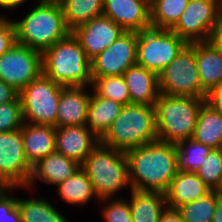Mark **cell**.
Returning <instances> with one entry per match:
<instances>
[{
  "mask_svg": "<svg viewBox=\"0 0 222 222\" xmlns=\"http://www.w3.org/2000/svg\"><path fill=\"white\" fill-rule=\"evenodd\" d=\"M103 16L125 31L140 32L151 27L150 5L144 0H104Z\"/></svg>",
  "mask_w": 222,
  "mask_h": 222,
  "instance_id": "9a60e30c",
  "label": "cell"
},
{
  "mask_svg": "<svg viewBox=\"0 0 222 222\" xmlns=\"http://www.w3.org/2000/svg\"><path fill=\"white\" fill-rule=\"evenodd\" d=\"M210 191L196 172L179 170L164 195L167 207L178 209Z\"/></svg>",
  "mask_w": 222,
  "mask_h": 222,
  "instance_id": "44dd1931",
  "label": "cell"
},
{
  "mask_svg": "<svg viewBox=\"0 0 222 222\" xmlns=\"http://www.w3.org/2000/svg\"><path fill=\"white\" fill-rule=\"evenodd\" d=\"M42 73V53L15 43L0 56V79L20 92Z\"/></svg>",
  "mask_w": 222,
  "mask_h": 222,
  "instance_id": "8fae6325",
  "label": "cell"
},
{
  "mask_svg": "<svg viewBox=\"0 0 222 222\" xmlns=\"http://www.w3.org/2000/svg\"><path fill=\"white\" fill-rule=\"evenodd\" d=\"M218 195L211 190L205 196L179 207L184 222H212Z\"/></svg>",
  "mask_w": 222,
  "mask_h": 222,
  "instance_id": "4dcf8cb0",
  "label": "cell"
},
{
  "mask_svg": "<svg viewBox=\"0 0 222 222\" xmlns=\"http://www.w3.org/2000/svg\"><path fill=\"white\" fill-rule=\"evenodd\" d=\"M39 2L23 19L14 21L16 43L43 53L57 41L67 37L68 29L58 0Z\"/></svg>",
  "mask_w": 222,
  "mask_h": 222,
  "instance_id": "7a4b0ae2",
  "label": "cell"
},
{
  "mask_svg": "<svg viewBox=\"0 0 222 222\" xmlns=\"http://www.w3.org/2000/svg\"><path fill=\"white\" fill-rule=\"evenodd\" d=\"M124 32L120 25L103 15L72 31L90 60L108 48Z\"/></svg>",
  "mask_w": 222,
  "mask_h": 222,
  "instance_id": "5bb4252c",
  "label": "cell"
},
{
  "mask_svg": "<svg viewBox=\"0 0 222 222\" xmlns=\"http://www.w3.org/2000/svg\"><path fill=\"white\" fill-rule=\"evenodd\" d=\"M31 171L24 153L21 129L0 132V184L26 189Z\"/></svg>",
  "mask_w": 222,
  "mask_h": 222,
  "instance_id": "7c38bea8",
  "label": "cell"
},
{
  "mask_svg": "<svg viewBox=\"0 0 222 222\" xmlns=\"http://www.w3.org/2000/svg\"><path fill=\"white\" fill-rule=\"evenodd\" d=\"M211 40L220 50H222V14Z\"/></svg>",
  "mask_w": 222,
  "mask_h": 222,
  "instance_id": "60d3db41",
  "label": "cell"
},
{
  "mask_svg": "<svg viewBox=\"0 0 222 222\" xmlns=\"http://www.w3.org/2000/svg\"><path fill=\"white\" fill-rule=\"evenodd\" d=\"M204 102L197 97L160 93L154 105L158 140L177 145L190 139Z\"/></svg>",
  "mask_w": 222,
  "mask_h": 222,
  "instance_id": "5b68a950",
  "label": "cell"
},
{
  "mask_svg": "<svg viewBox=\"0 0 222 222\" xmlns=\"http://www.w3.org/2000/svg\"><path fill=\"white\" fill-rule=\"evenodd\" d=\"M42 73L64 87L91 86V60L71 32L42 53Z\"/></svg>",
  "mask_w": 222,
  "mask_h": 222,
  "instance_id": "3957f363",
  "label": "cell"
},
{
  "mask_svg": "<svg viewBox=\"0 0 222 222\" xmlns=\"http://www.w3.org/2000/svg\"><path fill=\"white\" fill-rule=\"evenodd\" d=\"M159 91L162 94L197 97L205 100L202 89L195 49L187 44L177 57L159 74Z\"/></svg>",
  "mask_w": 222,
  "mask_h": 222,
  "instance_id": "9c48e42d",
  "label": "cell"
},
{
  "mask_svg": "<svg viewBox=\"0 0 222 222\" xmlns=\"http://www.w3.org/2000/svg\"><path fill=\"white\" fill-rule=\"evenodd\" d=\"M179 155V170L196 172L205 162L206 156L212 150L193 139L177 144Z\"/></svg>",
  "mask_w": 222,
  "mask_h": 222,
  "instance_id": "1f68e13d",
  "label": "cell"
},
{
  "mask_svg": "<svg viewBox=\"0 0 222 222\" xmlns=\"http://www.w3.org/2000/svg\"><path fill=\"white\" fill-rule=\"evenodd\" d=\"M124 105L112 99L98 96L94 91L88 105V119L86 126L101 138L118 117Z\"/></svg>",
  "mask_w": 222,
  "mask_h": 222,
  "instance_id": "603a6c76",
  "label": "cell"
},
{
  "mask_svg": "<svg viewBox=\"0 0 222 222\" xmlns=\"http://www.w3.org/2000/svg\"><path fill=\"white\" fill-rule=\"evenodd\" d=\"M23 124L22 104L19 96L12 102L0 104V132L17 131Z\"/></svg>",
  "mask_w": 222,
  "mask_h": 222,
  "instance_id": "836d02e7",
  "label": "cell"
},
{
  "mask_svg": "<svg viewBox=\"0 0 222 222\" xmlns=\"http://www.w3.org/2000/svg\"><path fill=\"white\" fill-rule=\"evenodd\" d=\"M8 189L15 190L16 187H3L0 190V222H21L20 212L17 208V198L9 195Z\"/></svg>",
  "mask_w": 222,
  "mask_h": 222,
  "instance_id": "d590c367",
  "label": "cell"
},
{
  "mask_svg": "<svg viewBox=\"0 0 222 222\" xmlns=\"http://www.w3.org/2000/svg\"><path fill=\"white\" fill-rule=\"evenodd\" d=\"M195 49L202 89L208 93L222 81V50L212 40L190 44Z\"/></svg>",
  "mask_w": 222,
  "mask_h": 222,
  "instance_id": "7402d4cb",
  "label": "cell"
},
{
  "mask_svg": "<svg viewBox=\"0 0 222 222\" xmlns=\"http://www.w3.org/2000/svg\"><path fill=\"white\" fill-rule=\"evenodd\" d=\"M59 197L71 205H87L93 197L97 199L92 182L80 167L70 178L57 185Z\"/></svg>",
  "mask_w": 222,
  "mask_h": 222,
  "instance_id": "484cf974",
  "label": "cell"
},
{
  "mask_svg": "<svg viewBox=\"0 0 222 222\" xmlns=\"http://www.w3.org/2000/svg\"><path fill=\"white\" fill-rule=\"evenodd\" d=\"M21 222H69L45 198H17Z\"/></svg>",
  "mask_w": 222,
  "mask_h": 222,
  "instance_id": "83f0119b",
  "label": "cell"
},
{
  "mask_svg": "<svg viewBox=\"0 0 222 222\" xmlns=\"http://www.w3.org/2000/svg\"><path fill=\"white\" fill-rule=\"evenodd\" d=\"M159 222H184L177 209L166 207L160 216Z\"/></svg>",
  "mask_w": 222,
  "mask_h": 222,
  "instance_id": "ab89813d",
  "label": "cell"
},
{
  "mask_svg": "<svg viewBox=\"0 0 222 222\" xmlns=\"http://www.w3.org/2000/svg\"><path fill=\"white\" fill-rule=\"evenodd\" d=\"M99 143L100 138L86 125L56 127V152L81 165Z\"/></svg>",
  "mask_w": 222,
  "mask_h": 222,
  "instance_id": "2e32d148",
  "label": "cell"
},
{
  "mask_svg": "<svg viewBox=\"0 0 222 222\" xmlns=\"http://www.w3.org/2000/svg\"><path fill=\"white\" fill-rule=\"evenodd\" d=\"M190 0H154L150 4L151 27L171 29L183 14Z\"/></svg>",
  "mask_w": 222,
  "mask_h": 222,
  "instance_id": "f1b7e54d",
  "label": "cell"
},
{
  "mask_svg": "<svg viewBox=\"0 0 222 222\" xmlns=\"http://www.w3.org/2000/svg\"><path fill=\"white\" fill-rule=\"evenodd\" d=\"M91 89L98 96L112 99L122 105H130V95L123 75L92 77Z\"/></svg>",
  "mask_w": 222,
  "mask_h": 222,
  "instance_id": "f546056e",
  "label": "cell"
},
{
  "mask_svg": "<svg viewBox=\"0 0 222 222\" xmlns=\"http://www.w3.org/2000/svg\"><path fill=\"white\" fill-rule=\"evenodd\" d=\"M130 189L165 193L179 171L176 144L160 140L125 152Z\"/></svg>",
  "mask_w": 222,
  "mask_h": 222,
  "instance_id": "6da1fadb",
  "label": "cell"
},
{
  "mask_svg": "<svg viewBox=\"0 0 222 222\" xmlns=\"http://www.w3.org/2000/svg\"><path fill=\"white\" fill-rule=\"evenodd\" d=\"M87 86L62 87L58 101L57 126L86 125L91 94Z\"/></svg>",
  "mask_w": 222,
  "mask_h": 222,
  "instance_id": "e0dca14e",
  "label": "cell"
},
{
  "mask_svg": "<svg viewBox=\"0 0 222 222\" xmlns=\"http://www.w3.org/2000/svg\"><path fill=\"white\" fill-rule=\"evenodd\" d=\"M158 140L155 107L151 105H125L100 143L126 152Z\"/></svg>",
  "mask_w": 222,
  "mask_h": 222,
  "instance_id": "277c9868",
  "label": "cell"
},
{
  "mask_svg": "<svg viewBox=\"0 0 222 222\" xmlns=\"http://www.w3.org/2000/svg\"><path fill=\"white\" fill-rule=\"evenodd\" d=\"M191 139L211 149H222V115L205 102L200 108Z\"/></svg>",
  "mask_w": 222,
  "mask_h": 222,
  "instance_id": "d4e9b609",
  "label": "cell"
},
{
  "mask_svg": "<svg viewBox=\"0 0 222 222\" xmlns=\"http://www.w3.org/2000/svg\"><path fill=\"white\" fill-rule=\"evenodd\" d=\"M205 103L222 115V81L206 94Z\"/></svg>",
  "mask_w": 222,
  "mask_h": 222,
  "instance_id": "74e56055",
  "label": "cell"
},
{
  "mask_svg": "<svg viewBox=\"0 0 222 222\" xmlns=\"http://www.w3.org/2000/svg\"><path fill=\"white\" fill-rule=\"evenodd\" d=\"M218 196H222V176L220 178V181L218 183V185L215 187V189L213 190Z\"/></svg>",
  "mask_w": 222,
  "mask_h": 222,
  "instance_id": "ee69618b",
  "label": "cell"
},
{
  "mask_svg": "<svg viewBox=\"0 0 222 222\" xmlns=\"http://www.w3.org/2000/svg\"><path fill=\"white\" fill-rule=\"evenodd\" d=\"M144 1H146L150 5L154 0H144Z\"/></svg>",
  "mask_w": 222,
  "mask_h": 222,
  "instance_id": "f6af8a7d",
  "label": "cell"
},
{
  "mask_svg": "<svg viewBox=\"0 0 222 222\" xmlns=\"http://www.w3.org/2000/svg\"><path fill=\"white\" fill-rule=\"evenodd\" d=\"M196 173L210 190H214L222 176V149H212Z\"/></svg>",
  "mask_w": 222,
  "mask_h": 222,
  "instance_id": "d6a6232c",
  "label": "cell"
},
{
  "mask_svg": "<svg viewBox=\"0 0 222 222\" xmlns=\"http://www.w3.org/2000/svg\"><path fill=\"white\" fill-rule=\"evenodd\" d=\"M68 29L77 27L103 15L104 0H58Z\"/></svg>",
  "mask_w": 222,
  "mask_h": 222,
  "instance_id": "4316f807",
  "label": "cell"
},
{
  "mask_svg": "<svg viewBox=\"0 0 222 222\" xmlns=\"http://www.w3.org/2000/svg\"><path fill=\"white\" fill-rule=\"evenodd\" d=\"M26 0H4L1 4L0 7L2 8H8V9H15L18 6H21L24 4Z\"/></svg>",
  "mask_w": 222,
  "mask_h": 222,
  "instance_id": "7bdbcfd3",
  "label": "cell"
},
{
  "mask_svg": "<svg viewBox=\"0 0 222 222\" xmlns=\"http://www.w3.org/2000/svg\"><path fill=\"white\" fill-rule=\"evenodd\" d=\"M222 14V0H190L170 29L187 44L212 39Z\"/></svg>",
  "mask_w": 222,
  "mask_h": 222,
  "instance_id": "30bf717a",
  "label": "cell"
},
{
  "mask_svg": "<svg viewBox=\"0 0 222 222\" xmlns=\"http://www.w3.org/2000/svg\"><path fill=\"white\" fill-rule=\"evenodd\" d=\"M16 43V29L14 21L0 15V56Z\"/></svg>",
  "mask_w": 222,
  "mask_h": 222,
  "instance_id": "8d00e7d4",
  "label": "cell"
},
{
  "mask_svg": "<svg viewBox=\"0 0 222 222\" xmlns=\"http://www.w3.org/2000/svg\"><path fill=\"white\" fill-rule=\"evenodd\" d=\"M107 204L101 210V215L105 222H132L129 201L114 198Z\"/></svg>",
  "mask_w": 222,
  "mask_h": 222,
  "instance_id": "e575fe53",
  "label": "cell"
},
{
  "mask_svg": "<svg viewBox=\"0 0 222 222\" xmlns=\"http://www.w3.org/2000/svg\"><path fill=\"white\" fill-rule=\"evenodd\" d=\"M19 96V92L0 79V104L12 102Z\"/></svg>",
  "mask_w": 222,
  "mask_h": 222,
  "instance_id": "f35d334b",
  "label": "cell"
},
{
  "mask_svg": "<svg viewBox=\"0 0 222 222\" xmlns=\"http://www.w3.org/2000/svg\"><path fill=\"white\" fill-rule=\"evenodd\" d=\"M212 222H222V196H218L217 198L216 211Z\"/></svg>",
  "mask_w": 222,
  "mask_h": 222,
  "instance_id": "b9f144b4",
  "label": "cell"
},
{
  "mask_svg": "<svg viewBox=\"0 0 222 222\" xmlns=\"http://www.w3.org/2000/svg\"><path fill=\"white\" fill-rule=\"evenodd\" d=\"M81 167L92 182L97 200L105 204L104 201L113 198L119 190L129 185L128 160L121 150L99 143Z\"/></svg>",
  "mask_w": 222,
  "mask_h": 222,
  "instance_id": "8992f818",
  "label": "cell"
},
{
  "mask_svg": "<svg viewBox=\"0 0 222 222\" xmlns=\"http://www.w3.org/2000/svg\"><path fill=\"white\" fill-rule=\"evenodd\" d=\"M187 43L170 29L147 28L137 32V65L159 74Z\"/></svg>",
  "mask_w": 222,
  "mask_h": 222,
  "instance_id": "ba28073f",
  "label": "cell"
},
{
  "mask_svg": "<svg viewBox=\"0 0 222 222\" xmlns=\"http://www.w3.org/2000/svg\"><path fill=\"white\" fill-rule=\"evenodd\" d=\"M129 207L132 222H159L167 207L164 193L131 189Z\"/></svg>",
  "mask_w": 222,
  "mask_h": 222,
  "instance_id": "cb8c5ba5",
  "label": "cell"
},
{
  "mask_svg": "<svg viewBox=\"0 0 222 222\" xmlns=\"http://www.w3.org/2000/svg\"><path fill=\"white\" fill-rule=\"evenodd\" d=\"M131 104L154 106L160 95L158 74L140 65H133L123 74Z\"/></svg>",
  "mask_w": 222,
  "mask_h": 222,
  "instance_id": "d6986e66",
  "label": "cell"
},
{
  "mask_svg": "<svg viewBox=\"0 0 222 222\" xmlns=\"http://www.w3.org/2000/svg\"><path fill=\"white\" fill-rule=\"evenodd\" d=\"M137 32L125 31L91 60V76H120L137 62Z\"/></svg>",
  "mask_w": 222,
  "mask_h": 222,
  "instance_id": "4fadbf2b",
  "label": "cell"
},
{
  "mask_svg": "<svg viewBox=\"0 0 222 222\" xmlns=\"http://www.w3.org/2000/svg\"><path fill=\"white\" fill-rule=\"evenodd\" d=\"M80 167L81 164L78 162L55 151L32 166L31 176L26 188L30 189L35 186L34 181H37L36 179L57 186L70 178Z\"/></svg>",
  "mask_w": 222,
  "mask_h": 222,
  "instance_id": "ffe728a7",
  "label": "cell"
},
{
  "mask_svg": "<svg viewBox=\"0 0 222 222\" xmlns=\"http://www.w3.org/2000/svg\"><path fill=\"white\" fill-rule=\"evenodd\" d=\"M21 136L26 161L31 167L56 151V127L24 122Z\"/></svg>",
  "mask_w": 222,
  "mask_h": 222,
  "instance_id": "ac0fdd59",
  "label": "cell"
},
{
  "mask_svg": "<svg viewBox=\"0 0 222 222\" xmlns=\"http://www.w3.org/2000/svg\"><path fill=\"white\" fill-rule=\"evenodd\" d=\"M62 87L43 73L24 87L19 92L23 121L56 127Z\"/></svg>",
  "mask_w": 222,
  "mask_h": 222,
  "instance_id": "52a82bcc",
  "label": "cell"
}]
</instances>
